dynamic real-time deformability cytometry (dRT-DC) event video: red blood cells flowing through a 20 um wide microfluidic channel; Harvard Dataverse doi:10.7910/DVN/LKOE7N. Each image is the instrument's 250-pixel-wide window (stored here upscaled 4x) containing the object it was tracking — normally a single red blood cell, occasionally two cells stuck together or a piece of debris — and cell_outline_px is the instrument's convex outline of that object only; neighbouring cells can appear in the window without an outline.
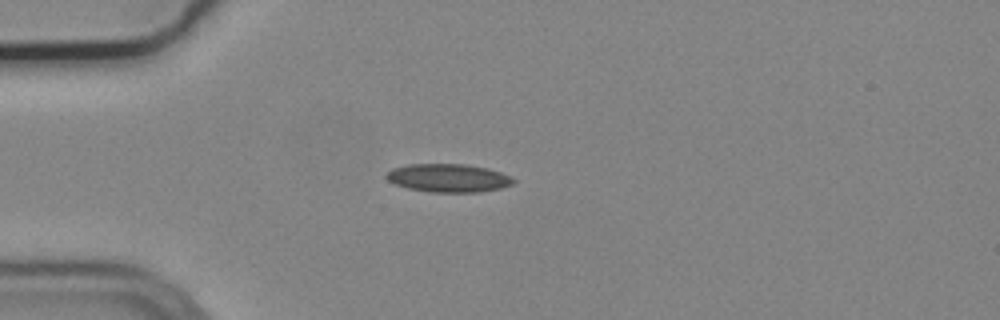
{"species": "common noctule bat (a hibernating species)", "species_latin": "Nyctalus noctula", "temperature_condition": "cold", "stored_images_in_passage": 5, "camera_frame_rate_fps": 3000, "um_per_image_px": 0.085, "animal": {"sex": "male", "body_mass_g": 19.2, "forearm_length_mm": 51.8}, "frame": {"image": 1, "passage_image": 3, "time_ms": 0.667, "image_size_px": [1000, 320], "cell_outline_px": [[516, 180], [512, 184], [500, 188], [480, 192], [428, 192], [408, 188], [396, 184], [388, 180], [384, 176], [392, 168], [408, 164], [464, 164], [488, 168], [512, 176]], "centroid_in_image_um": [38.12, 15.13], "position_along_channel_um": 46.9, "area_um2": 20.98}}
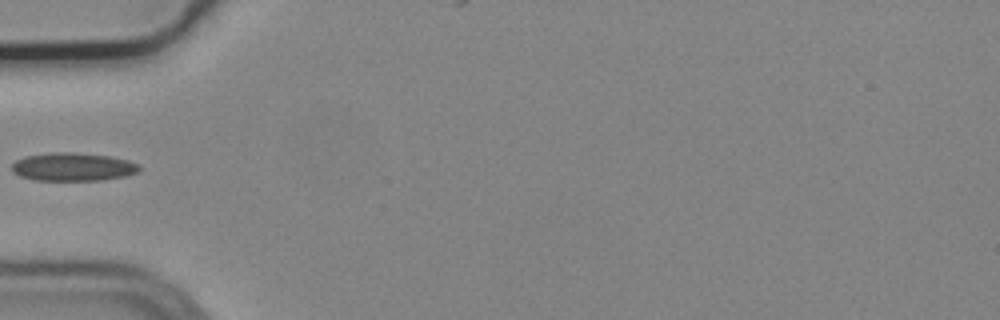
{"frame": {"image": 2, "passage_image": 4, "time_ms": 1.0, "image_size_px": [1000, 320], "cell_outline_px": [[140, 168], [136, 172], [124, 176], [100, 180], [36, 180], [20, 176], [12, 172], [12, 164], [16, 160], [24, 156], [48, 152], [72, 152], [112, 156], [128, 160], [140, 164]], "centroid_in_image_um": [6.18, 14.17], "position_along_channel_um": 78.8, "area_um2": 21.04}}
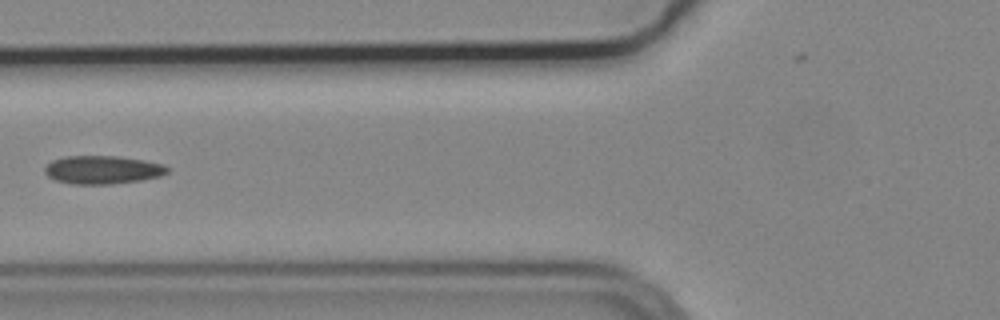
{"frame": {"image": 3, "passage_image": 5, "time_ms": 1.333, "image_size_px": [1000, 320], "cell_outline_px": [[168, 172], [160, 176], [140, 180], [112, 184], [72, 184], [56, 180], [48, 176], [44, 172], [44, 168], [52, 160], [64, 156], [116, 156], [144, 160], [164, 164], [168, 168]], "centroid_in_image_um": [8.71, 14.43], "position_along_channel_um": 117.1, "area_um2": 20.17}}